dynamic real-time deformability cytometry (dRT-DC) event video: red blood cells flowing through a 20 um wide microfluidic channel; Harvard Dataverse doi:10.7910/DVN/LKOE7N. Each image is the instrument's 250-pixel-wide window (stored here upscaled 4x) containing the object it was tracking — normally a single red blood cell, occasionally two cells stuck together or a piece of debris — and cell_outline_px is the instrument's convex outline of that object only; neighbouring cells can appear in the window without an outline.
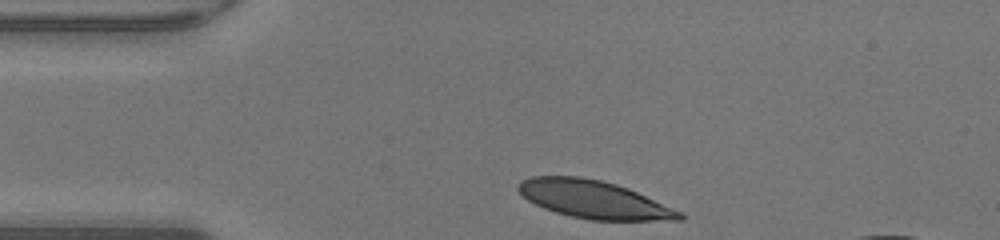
{"species": "human", "species_latin": "Homo sapiens", "temperature_condition": "warm", "stored_images_in_passage": 29, "camera_frame_rate_fps": 3000, "um_per_image_px": 0.085, "donor": {"sex": "male"}, "frame": {"image": 1, "passage_image": 1, "time_ms": 0.0, "image_size_px": [1000, 240], "cell_outline_px": [[684, 220], [592, 220], [572, 216], [556, 212], [544, 208], [528, 200], [516, 188], [516, 184], [520, 180], [532, 176], [580, 176], [600, 180], [616, 184], [628, 188], [684, 212]], "centroid_in_image_um": [50.49, 16.95], "position_along_channel_um": 34.5, "area_um2": 35.55}}
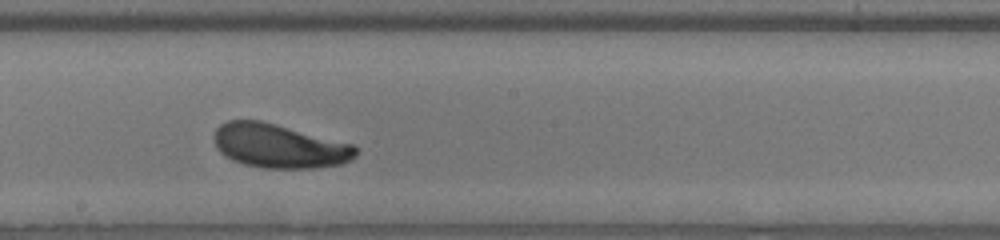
{"frame": {"image": 2, "passage_image": 17, "time_ms": 5.333, "image_size_px": [1000, 240], "cell_outline_px": [[356, 156], [352, 160], [340, 164], [316, 168], [264, 168], [244, 164], [232, 160], [224, 156], [216, 148], [216, 128], [220, 124], [228, 120], [260, 120], [276, 124], [352, 144], [356, 148]], "centroid_in_image_um": [23.72, 12.41], "position_along_channel_um": 224.5, "area_um2": 36.13}}
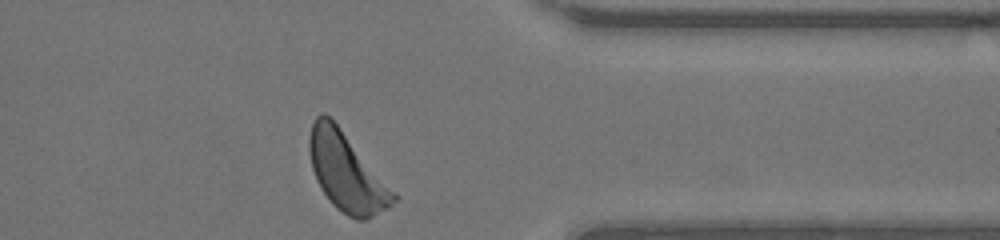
{"frame": {"image": 3, "passage_image": 29, "time_ms": 9.333, "image_size_px": [1000, 240], "cell_outline_px": [[400, 196], [388, 208], [364, 220], [356, 220], [348, 216], [336, 208], [332, 204], [320, 188], [316, 180], [312, 168], [308, 148], [308, 136], [312, 124], [316, 116], [320, 112], [324, 112], [340, 128]], "centroid_in_image_um": [29.46, 14.64], "position_along_channel_um": 381.9, "area_um2": 38.32}, "authors_computed_cell_mechanics": {"area_um2": 36.4718, "velocity_mm_per_s": 4.2852, "shape_relaxation_time_tau1_ms": 2.0538, "shape_relaxation_time_tau2_ms": null, "deformation_change_tau1": 0.1267, "deformation_change_tau2": null}}